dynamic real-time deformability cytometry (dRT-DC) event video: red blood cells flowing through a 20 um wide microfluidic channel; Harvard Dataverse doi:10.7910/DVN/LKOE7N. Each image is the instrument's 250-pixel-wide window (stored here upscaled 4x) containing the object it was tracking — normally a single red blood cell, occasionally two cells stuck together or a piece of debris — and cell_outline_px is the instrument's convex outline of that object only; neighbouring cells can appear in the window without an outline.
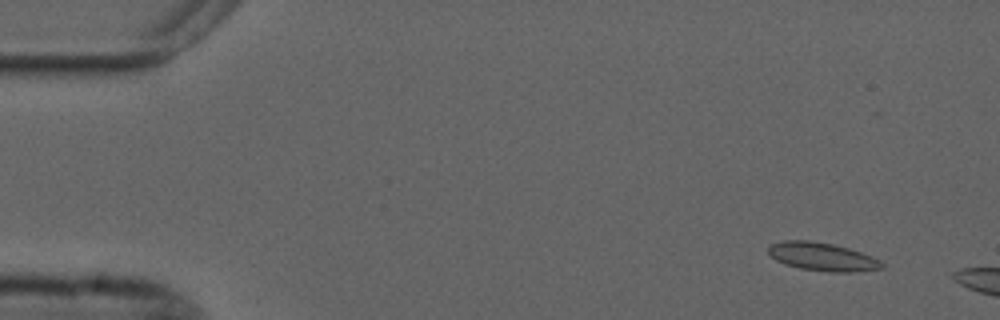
{"species": "common noctule bat (a hibernating species)", "species_latin": "Nyctalus noctula", "temperature_condition": "cold", "stored_images_in_passage": 10, "camera_frame_rate_fps": 3000, "um_per_image_px": 0.085, "animal": {"sex": "male", "forearm_length_mm": 52.5}, "frame": {"image": 1, "passage_image": 5, "time_ms": 1.333, "image_size_px": [1000, 320], "cell_outline_px": [[884, 268], [852, 272], [828, 272], [800, 268], [784, 264], [776, 260], [768, 252], [768, 248], [772, 244], [784, 240], [808, 240], [832, 244], [848, 248], [872, 256], [880, 260], [884, 264]], "centroid_in_image_um": [69.91, 21.83], "position_along_channel_um": 15.1, "area_um2": 18.61}}